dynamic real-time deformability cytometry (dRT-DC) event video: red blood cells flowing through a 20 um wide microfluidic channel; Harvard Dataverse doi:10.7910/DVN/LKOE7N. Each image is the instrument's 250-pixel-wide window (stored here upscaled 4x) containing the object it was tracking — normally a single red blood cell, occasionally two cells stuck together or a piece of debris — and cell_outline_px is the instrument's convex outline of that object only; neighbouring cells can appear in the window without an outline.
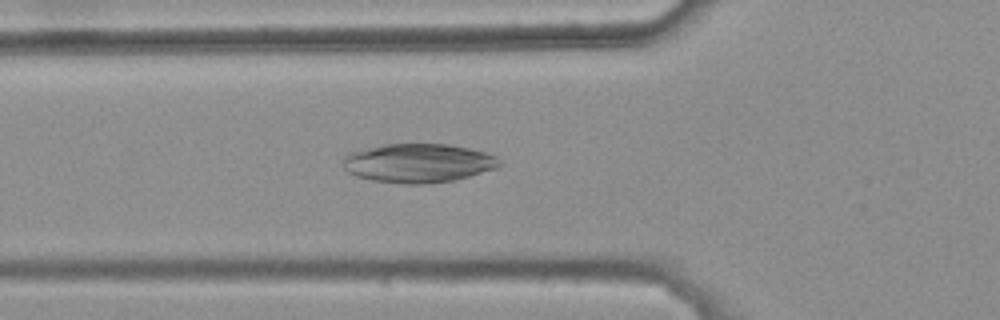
{"species": "common noctule bat (a hibernating species)", "species_latin": "Nyctalus noctula", "temperature_condition": "warm", "stored_images_in_passage": 39, "camera_frame_rate_fps": 3000, "um_per_image_px": 0.085, "animal": {"sex": "female", "body_mass_g": 25.1}, "frame": {"image": 1, "passage_image": 12, "time_ms": 3.667, "image_size_px": [1000, 320], "cell_outline_px": [[504, 164], [496, 168], [456, 180], [424, 184], [404, 184], [372, 180], [356, 176], [348, 172], [344, 168], [340, 160], [348, 152], [384, 144], [448, 144], [468, 148], [484, 152], [496, 156]], "centroid_in_image_um": [35.52, 13.86], "position_along_channel_um": 90.3, "area_um2": 35.78}}
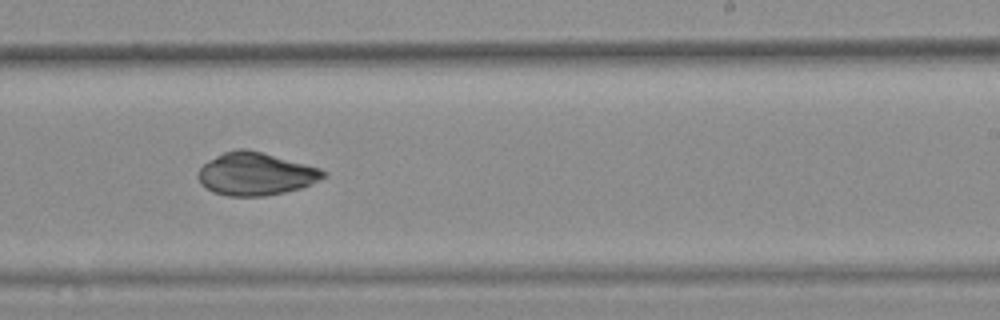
{"frame": {"image": 2, "passage_image": 26, "time_ms": 8.333, "image_size_px": [1000, 320], "cell_outline_px": [[328, 176], [312, 184], [300, 188], [284, 192], [264, 196], [228, 196], [212, 192], [200, 184], [196, 176], [200, 168], [208, 160], [224, 152], [236, 148], [248, 148], [320, 168], [328, 172]], "centroid_in_image_um": [21.73, 14.78], "position_along_channel_um": 267.3, "area_um2": 31.5}}
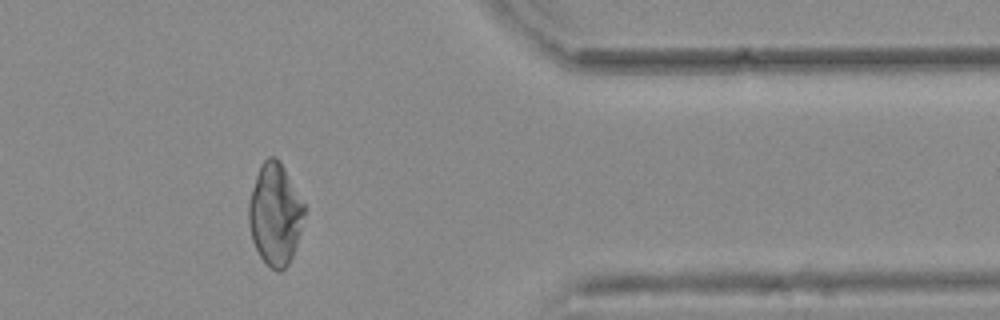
{"frame": {"image": 3, "passage_image": 37, "time_ms": 12.0, "image_size_px": [1000, 320], "cell_outline_px": [[304, 216], [296, 244], [292, 256], [288, 264], [280, 272], [276, 272], [260, 256], [252, 240], [248, 224], [248, 200], [260, 164], [268, 156], [276, 156], [280, 160], [304, 204]], "centroid_in_image_um": [23.35, 18.18], "position_along_channel_um": 388.0, "area_um2": 32.77}}